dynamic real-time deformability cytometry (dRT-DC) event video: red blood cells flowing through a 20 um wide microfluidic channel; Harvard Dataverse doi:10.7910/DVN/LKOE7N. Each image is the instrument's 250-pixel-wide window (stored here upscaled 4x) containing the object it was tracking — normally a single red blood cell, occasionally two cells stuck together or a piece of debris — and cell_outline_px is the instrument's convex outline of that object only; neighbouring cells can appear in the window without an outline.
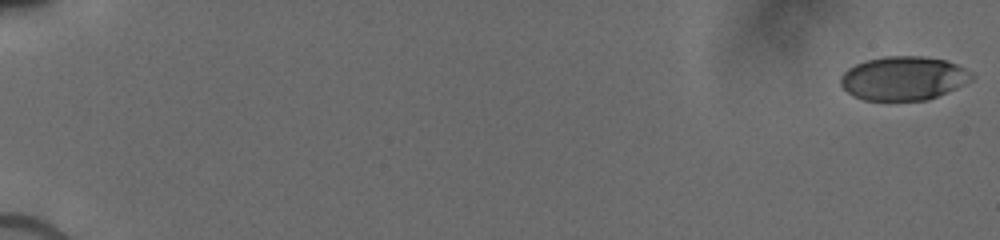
{"species": "human", "species_latin": "Homo sapiens", "temperature_condition": "cold", "stored_images_in_passage": 53, "camera_frame_rate_fps": 3000, "um_per_image_px": 0.085, "donor": {"sex": "male"}, "frame": {"image": 1, "passage_image": 1, "time_ms": 0.0, "image_size_px": [1000, 240], "cell_outline_px": [[972, 80], [956, 88], [928, 100], [864, 100], [852, 96], [840, 84], [840, 76], [848, 68], [864, 60], [884, 56], [920, 56], [944, 60], [956, 64], [964, 68], [972, 76]], "centroid_in_image_um": [76.75, 6.65], "position_along_channel_um": 8.3, "area_um2": 33.35}}
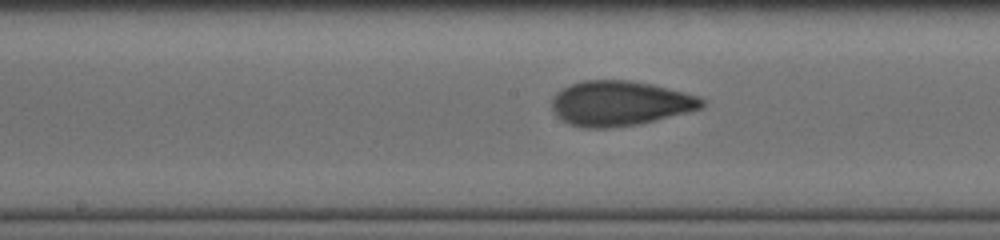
{"frame": {"image": 2, "passage_image": 29, "time_ms": 9.667, "image_size_px": [1000, 240], "cell_outline_px": [[704, 108], [640, 124], [608, 128], [584, 128], [568, 124], [556, 116], [552, 108], [552, 100], [556, 92], [572, 84], [584, 80], [628, 80], [652, 84], [684, 92], [696, 96], [704, 100]], "centroid_in_image_um": [52.68, 8.79], "position_along_channel_um": 195.5, "area_um2": 39.3}}
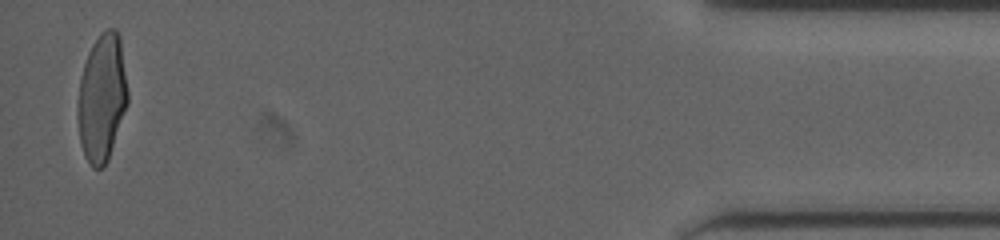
{"frame": {"image": 3, "passage_image": 52, "time_ms": 17.0, "image_size_px": [1000, 240], "cell_outline_px": [[128, 104], [108, 160], [100, 168], [92, 168], [84, 156], [80, 144], [76, 112], [76, 104], [80, 76], [88, 52], [92, 44], [108, 28], [116, 28], [120, 36], [128, 92]], "centroid_in_image_um": [8.65, 8.33], "position_along_channel_um": 426.6, "area_um2": 37.57}}